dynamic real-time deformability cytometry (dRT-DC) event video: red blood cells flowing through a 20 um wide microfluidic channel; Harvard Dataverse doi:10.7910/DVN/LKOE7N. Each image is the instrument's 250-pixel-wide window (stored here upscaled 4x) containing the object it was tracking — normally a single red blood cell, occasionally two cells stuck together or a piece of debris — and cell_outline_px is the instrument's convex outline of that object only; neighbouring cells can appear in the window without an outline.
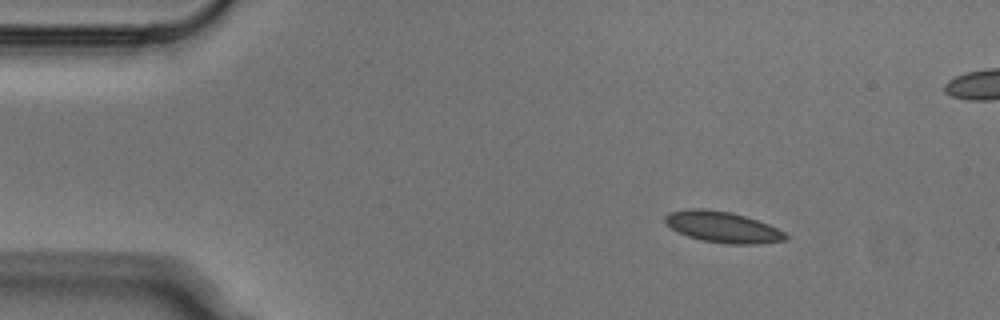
{"species": "Egyptian fruit bat (a non-hibernating species)", "species_latin": "Rousettus aegyptiacus", "temperature_condition": "cold", "stored_images_in_passage": 4, "camera_frame_rate_fps": 3000, "um_per_image_px": 0.085, "animal": {"sex": "male"}, "frame": {"image": 1, "passage_image": 1, "time_ms": 0.0, "image_size_px": [1000, 320], "cell_outline_px": [[788, 240], [760, 244], [728, 244], [700, 240], [688, 236], [664, 224], [664, 216], [668, 212], [688, 208], [704, 208], [732, 212], [768, 224], [784, 232], [788, 236]], "centroid_in_image_um": [61.4, 19.29], "position_along_channel_um": 23.6, "area_um2": 21.96}}